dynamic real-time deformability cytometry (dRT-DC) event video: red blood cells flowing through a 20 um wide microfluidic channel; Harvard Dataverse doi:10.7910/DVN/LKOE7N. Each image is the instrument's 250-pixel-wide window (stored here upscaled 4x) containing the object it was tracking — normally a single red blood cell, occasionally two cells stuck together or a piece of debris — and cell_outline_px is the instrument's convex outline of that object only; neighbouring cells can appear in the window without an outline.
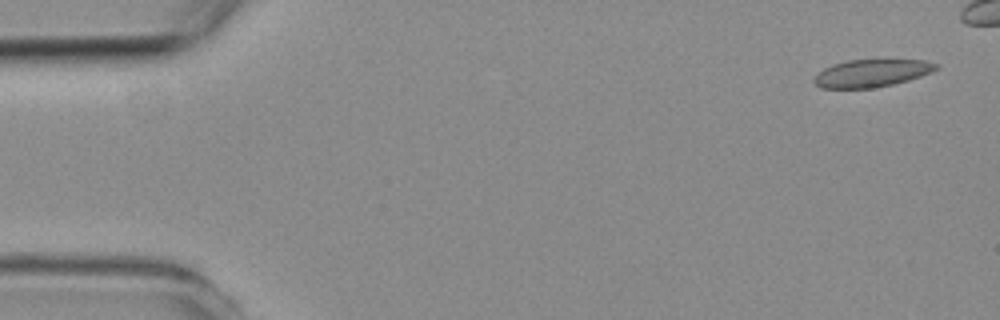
{"species": "common noctule bat (a hibernating species)", "species_latin": "Nyctalus noctula", "temperature_condition": "room temperature", "stored_images_in_passage": 7, "camera_frame_rate_fps": 3000, "um_per_image_px": 0.085, "animal": {"sex": "female", "body_mass_g": 19.3, "forearm_length_mm": 54.1}, "frame": {"image": 1, "passage_image": 1, "time_ms": 0.0, "image_size_px": [1000, 320], "cell_outline_px": [[940, 68], [932, 72], [908, 80], [892, 84], [872, 88], [820, 88], [812, 80], [824, 68], [832, 64], [848, 60], [924, 60], [940, 64]], "centroid_in_image_um": [74.12, 6.21], "position_along_channel_um": 10.9, "area_um2": 19.54}}
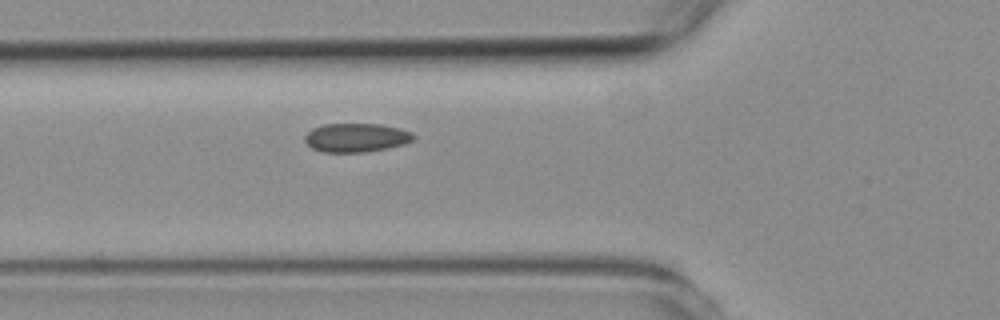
{"frame": {"image": 2, "passage_image": 7, "time_ms": 7.333, "image_size_px": [1000, 320], "cell_outline_px": [[416, 136], [412, 140], [404, 144], [388, 148], [364, 152], [324, 152], [312, 148], [304, 140], [304, 136], [312, 128], [324, 124], [380, 124], [400, 128], [412, 132]], "centroid_in_image_um": [30.28, 11.69], "position_along_channel_um": 95.5, "area_um2": 18.26}}